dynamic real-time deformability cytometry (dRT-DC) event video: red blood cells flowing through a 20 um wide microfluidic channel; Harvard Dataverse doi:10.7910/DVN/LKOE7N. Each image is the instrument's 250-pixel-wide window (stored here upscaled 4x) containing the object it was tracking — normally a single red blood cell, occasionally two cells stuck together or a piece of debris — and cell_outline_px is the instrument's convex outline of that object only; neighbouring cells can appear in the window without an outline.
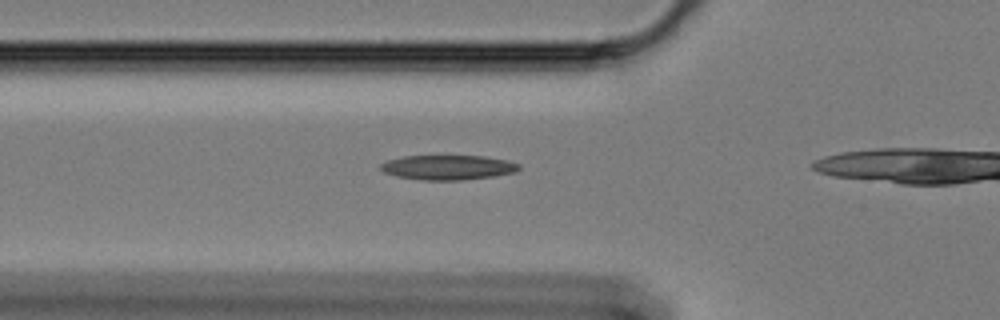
{"species": "Egyptian fruit bat (a non-hibernating species)", "species_latin": "Rousettus aegyptiacus", "temperature_condition": "cold", "stored_images_in_passage": 42, "camera_frame_rate_fps": 3000, "um_per_image_px": 0.085, "animal": {"sex": "female"}, "frame": {"image": 1, "passage_image": 14, "time_ms": 4.333, "image_size_px": [1000, 320], "cell_outline_px": [[520, 168], [512, 172], [492, 176], [460, 180], [420, 180], [396, 176], [384, 172], [380, 168], [380, 164], [388, 160], [404, 156], [484, 156], [508, 160], [520, 164]], "centroid_in_image_um": [38.05, 14.22], "position_along_channel_um": 87.7, "area_um2": 19.77}}
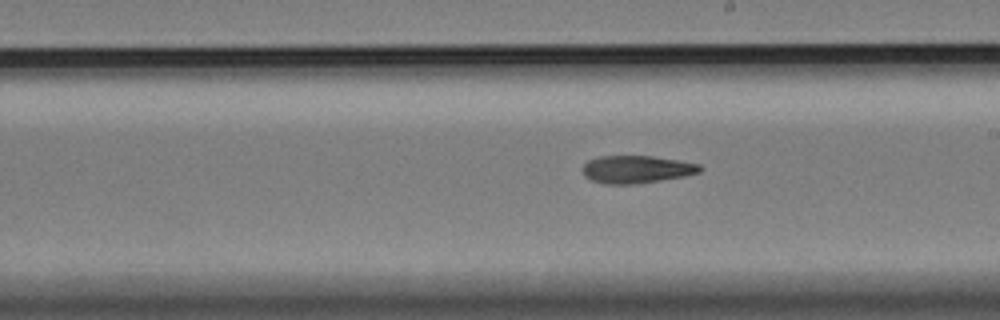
{"frame": {"image": 2, "passage_image": 27, "time_ms": 8.667, "image_size_px": [1000, 320], "cell_outline_px": [[704, 168], [700, 172], [684, 176], [636, 184], [604, 184], [592, 180], [584, 176], [584, 164], [588, 160], [600, 156], [652, 156], [700, 164]], "centroid_in_image_um": [54.11, 14.39], "position_along_channel_um": 234.9, "area_um2": 18.79}}
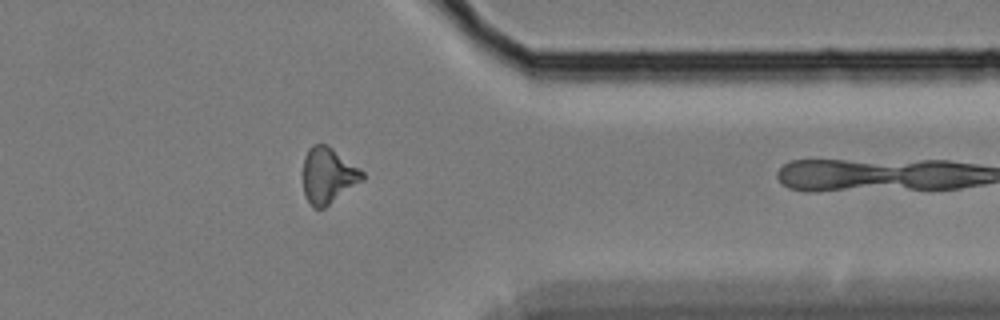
{"frame": {"image": 3, "passage_image": 41, "time_ms": 13.333, "image_size_px": [1000, 320], "cell_outline_px": [[364, 180], [324, 208], [312, 208], [304, 196], [304, 156], [308, 148], [312, 144], [328, 144], [364, 172]], "centroid_in_image_um": [27.88, 14.91], "position_along_channel_um": 383.5, "area_um2": 19.42}}